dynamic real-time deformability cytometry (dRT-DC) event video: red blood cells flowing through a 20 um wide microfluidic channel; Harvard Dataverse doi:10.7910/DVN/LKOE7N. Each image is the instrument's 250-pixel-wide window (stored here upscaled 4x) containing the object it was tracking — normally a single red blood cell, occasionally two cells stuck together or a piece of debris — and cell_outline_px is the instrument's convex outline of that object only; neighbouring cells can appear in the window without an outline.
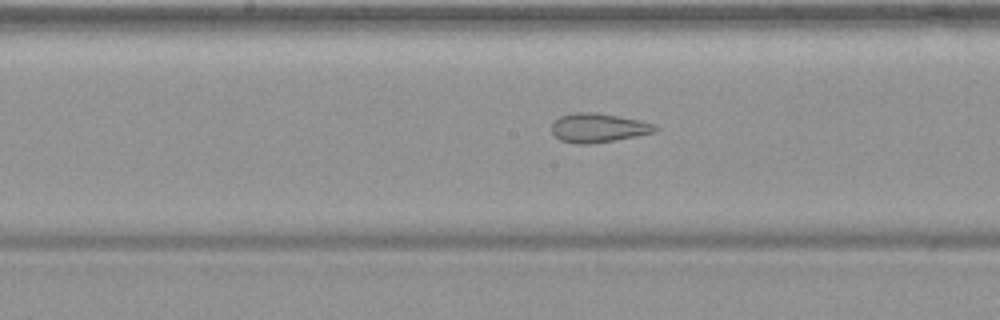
{"species": "common noctule bat (a hibernating species)", "species_latin": "Nyctalus noctula", "temperature_condition": "warm", "stored_images_in_passage": 54, "camera_frame_rate_fps": 3000, "um_per_image_px": 0.085, "animal": {"sex": "female", "body_mass_g": 19.9}, "frame": {"image": 1, "passage_image": 28, "time_ms": 9.0, "image_size_px": [1000, 320], "cell_outline_px": [[660, 128], [656, 132], [636, 136], [592, 144], [576, 144], [560, 140], [552, 132], [552, 120], [560, 116], [572, 112], [596, 112], [640, 120], [652, 124]], "centroid_in_image_um": [50.83, 10.86], "position_along_channel_um": 197.4, "area_um2": 17.69}}
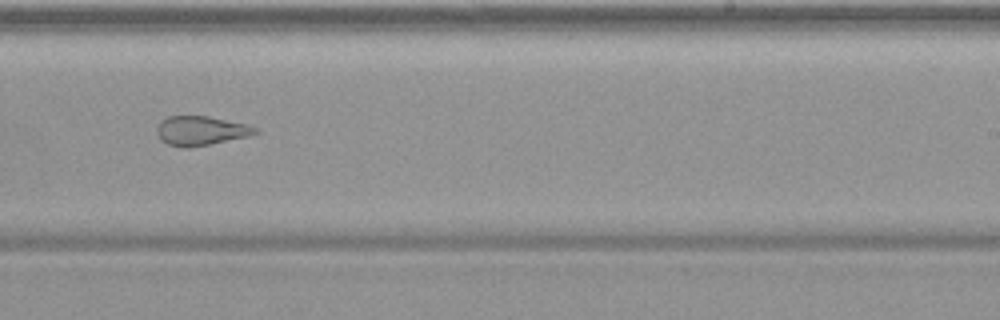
{"frame": {"image": 2, "passage_image": 34, "time_ms": 11.0, "image_size_px": [1000, 320], "cell_outline_px": [[260, 132], [248, 136], [208, 144], [184, 148], [168, 144], [160, 140], [156, 132], [156, 128], [160, 120], [168, 116], [208, 116], [248, 124], [256, 128]], "centroid_in_image_um": [17.04, 11.1], "position_along_channel_um": 272.0, "area_um2": 16.76}}
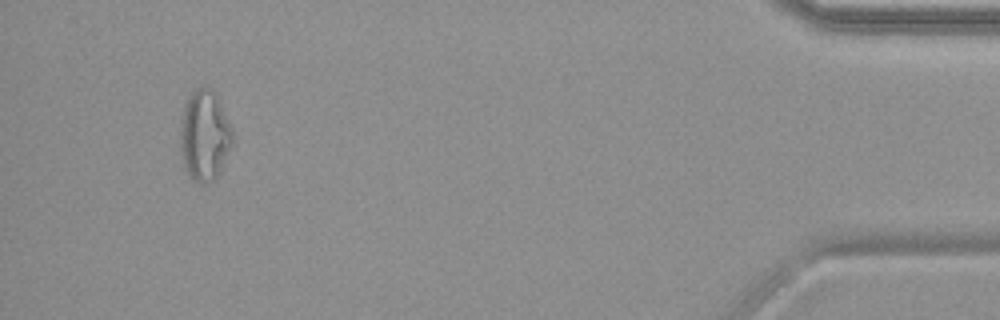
{"frame": {"image": 3, "passage_image": 51, "time_ms": 16.667, "image_size_px": [1000, 320], "cell_outline_px": [[232, 144], [216, 180], [208, 184], [200, 184], [188, 172], [184, 164], [180, 148], [180, 124], [184, 104], [188, 96], [196, 88], [204, 84], [212, 88], [216, 92], [232, 128]], "centroid_in_image_um": [17.39, 11.46], "position_along_channel_um": 417.8, "area_um2": 27.92}, "authors_computed_cell_mechanics": {"area_um2": 24.6517, "velocity_mm_per_s": 3.7559, "shape_relaxation_time_tau1_ms": null, "shape_relaxation_time_tau2_ms": 1.7665, "deformation_change_tau1": null, "deformation_change_tau2": 0.1008}}